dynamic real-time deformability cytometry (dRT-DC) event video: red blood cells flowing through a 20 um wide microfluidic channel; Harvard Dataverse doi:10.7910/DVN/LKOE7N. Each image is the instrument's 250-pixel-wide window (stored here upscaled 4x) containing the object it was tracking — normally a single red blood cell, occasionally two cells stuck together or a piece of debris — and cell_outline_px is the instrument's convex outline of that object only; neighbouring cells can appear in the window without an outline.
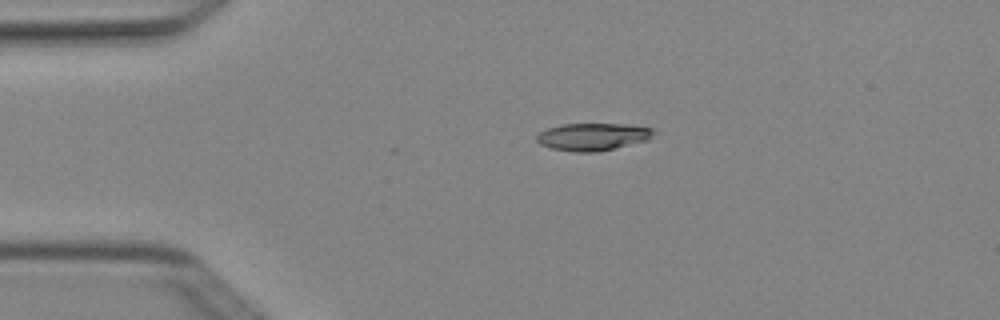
{"species": "Egyptian fruit bat (a non-hibernating species)", "species_latin": "Rousettus aegyptiacus", "temperature_condition": "cold", "stored_images_in_passage": 2, "camera_frame_rate_fps": 3000, "um_per_image_px": 0.085, "animal": {"sex": "female"}, "frame": {"image": 1, "passage_image": 1, "time_ms": 0.0, "image_size_px": [1000, 320], "cell_outline_px": [[656, 132], [648, 140], [596, 152], [572, 152], [552, 148], [540, 144], [536, 140], [536, 136], [540, 132], [548, 128], [564, 124], [624, 124], [652, 128]], "centroid_in_image_um": [50.38, 11.62], "position_along_channel_um": 34.6, "area_um2": 18.55}}